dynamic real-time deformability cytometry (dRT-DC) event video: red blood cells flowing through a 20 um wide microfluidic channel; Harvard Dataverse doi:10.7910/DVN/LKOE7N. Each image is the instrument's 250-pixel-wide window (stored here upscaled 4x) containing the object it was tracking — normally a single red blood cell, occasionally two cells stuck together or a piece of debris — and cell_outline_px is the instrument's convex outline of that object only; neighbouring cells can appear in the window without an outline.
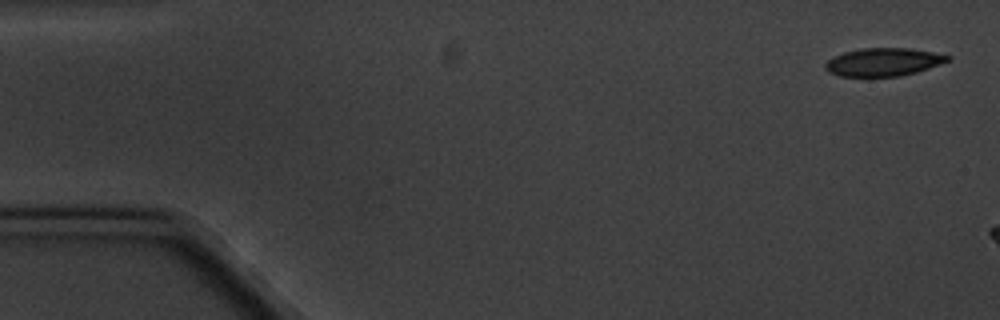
{"species": "common noctule bat (a hibernating species)", "species_latin": "Nyctalus noctula", "temperature_condition": "cold", "stored_images_in_passage": 4, "camera_frame_rate_fps": 3000, "um_per_image_px": 0.085, "animal": {"sex": "male", "body_mass_g": 20.1, "forearm_length_mm": 53.5}, "frame": {"image": 1, "passage_image": 1, "time_ms": 0.0, "image_size_px": [1000, 320], "cell_outline_px": [[952, 56], [948, 60], [940, 64], [916, 72], [900, 76], [840, 76], [828, 72], [824, 68], [824, 64], [828, 60], [844, 52], [864, 48], [908, 48], [932, 52]], "centroid_in_image_um": [75.07, 5.27], "position_along_channel_um": 9.9, "area_um2": 19.77}}